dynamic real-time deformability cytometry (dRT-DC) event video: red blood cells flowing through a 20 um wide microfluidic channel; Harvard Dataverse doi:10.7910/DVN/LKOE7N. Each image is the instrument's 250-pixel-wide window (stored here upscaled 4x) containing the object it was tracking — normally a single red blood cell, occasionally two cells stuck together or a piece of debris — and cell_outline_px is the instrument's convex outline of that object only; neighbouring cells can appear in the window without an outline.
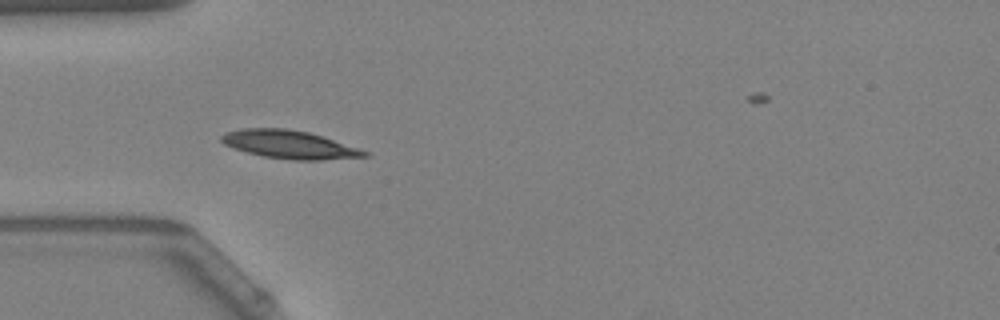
{"species": "Egyptian fruit bat (a non-hibernating species)", "species_latin": "Rousettus aegyptiacus", "temperature_condition": "warm", "stored_images_in_passage": 31, "camera_frame_rate_fps": 3000, "um_per_image_px": 0.085, "animal": {"sex": "female"}, "frame": {"image": 1, "passage_image": 5, "time_ms": 1.333, "image_size_px": [1000, 320], "cell_outline_px": [[372, 152], [368, 156], [320, 160], [292, 160], [264, 156], [232, 148], [224, 144], [220, 140], [220, 136], [228, 132], [240, 128], [288, 128], [308, 132]], "centroid_in_image_um": [24.6, 12.28], "position_along_channel_um": 60.4, "area_um2": 23.41}, "authors_computed_cell_mechanics": {"area_um2": 21.964, "velocity_mm_per_s": 3.7817, "shape_relaxation_time_tau1_ms": 2.7378, "shape_relaxation_time_tau2_ms": 0.265, "deformation_change_tau1": 0.1194, "deformation_change_tau2": 0.0277}}